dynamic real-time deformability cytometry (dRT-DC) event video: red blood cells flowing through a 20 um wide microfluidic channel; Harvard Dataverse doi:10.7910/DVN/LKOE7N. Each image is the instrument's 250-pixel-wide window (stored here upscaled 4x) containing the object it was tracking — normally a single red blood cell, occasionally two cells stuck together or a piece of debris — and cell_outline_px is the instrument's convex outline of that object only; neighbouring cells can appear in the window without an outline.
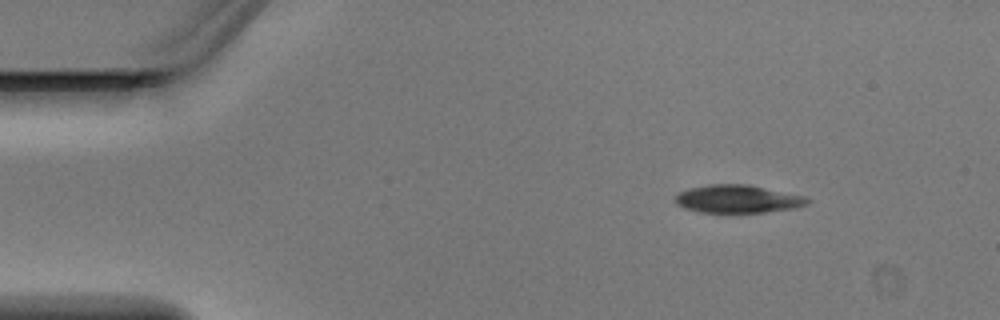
{"species": "Egyptian fruit bat (a non-hibernating species)", "species_latin": "Rousettus aegyptiacus", "temperature_condition": "warm", "stored_images_in_passage": 2, "camera_frame_rate_fps": 3000, "um_per_image_px": 0.085, "animal": {"sex": "male"}, "frame": {"image": 1, "passage_image": 1, "time_ms": 0.0, "image_size_px": [1000, 320], "cell_outline_px": [[812, 200], [808, 204], [796, 208], [732, 216], [728, 216], [700, 212], [684, 208], [676, 204], [676, 196], [680, 192], [688, 188], [708, 184], [748, 184], [808, 196]], "centroid_in_image_um": [62.74, 16.95], "position_along_channel_um": 22.3, "area_um2": 22.72}}